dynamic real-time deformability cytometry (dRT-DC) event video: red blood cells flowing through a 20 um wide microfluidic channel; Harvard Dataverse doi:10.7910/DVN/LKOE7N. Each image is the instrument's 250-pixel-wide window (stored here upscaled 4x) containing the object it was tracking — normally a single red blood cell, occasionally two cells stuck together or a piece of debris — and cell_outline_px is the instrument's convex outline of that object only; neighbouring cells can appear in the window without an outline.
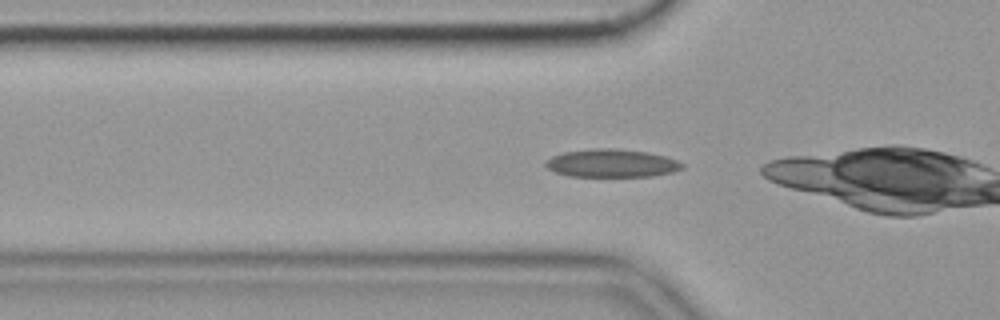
{"species": "common noctule bat (a hibernating species)", "species_latin": "Nyctalus noctula", "temperature_condition": "cold", "stored_images_in_passage": 16, "camera_frame_rate_fps": 3000, "um_per_image_px": 0.085, "animal": {"sex": "female", "body_mass_g": 19.9}, "frame": {"image": 1, "passage_image": 13, "time_ms": 4.0, "image_size_px": [1000, 320], "cell_outline_px": [[684, 168], [672, 172], [652, 176], [568, 176], [556, 172], [548, 168], [544, 164], [544, 160], [552, 156], [564, 152], [596, 148], [612, 148], [648, 152], [664, 156], [676, 160], [684, 164]], "centroid_in_image_um": [51.98, 13.87], "position_along_channel_um": 73.8, "area_um2": 22.25}}